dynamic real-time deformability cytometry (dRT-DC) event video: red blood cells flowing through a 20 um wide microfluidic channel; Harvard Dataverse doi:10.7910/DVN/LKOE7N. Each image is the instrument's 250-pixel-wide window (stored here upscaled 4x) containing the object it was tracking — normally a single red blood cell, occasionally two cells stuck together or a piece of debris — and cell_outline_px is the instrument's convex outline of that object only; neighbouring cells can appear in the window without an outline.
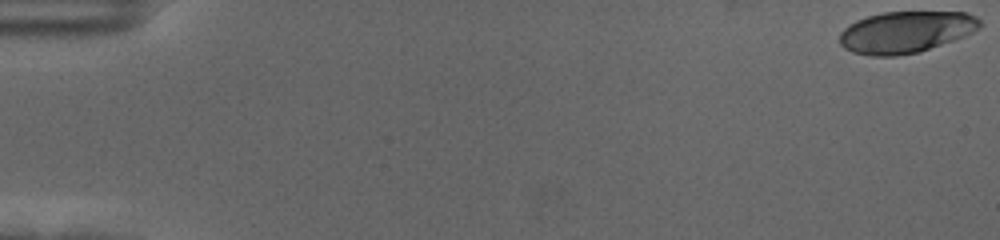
{"species": "human", "species_latin": "Homo sapiens", "temperature_condition": "cold", "stored_images_in_passage": 58, "camera_frame_rate_fps": 3000, "um_per_image_px": 0.085, "donor": {"sex": "female"}, "frame": {"image": 1, "passage_image": 1, "time_ms": 0.0, "image_size_px": [1000, 240], "cell_outline_px": [[980, 28], [964, 36], [920, 52], [896, 56], [872, 56], [852, 52], [844, 48], [840, 44], [840, 32], [848, 24], [856, 20], [868, 16], [884, 12], [968, 12], [976, 16], [980, 20]], "centroid_in_image_um": [76.98, 2.72], "position_along_channel_um": 8.0, "area_um2": 34.1}}
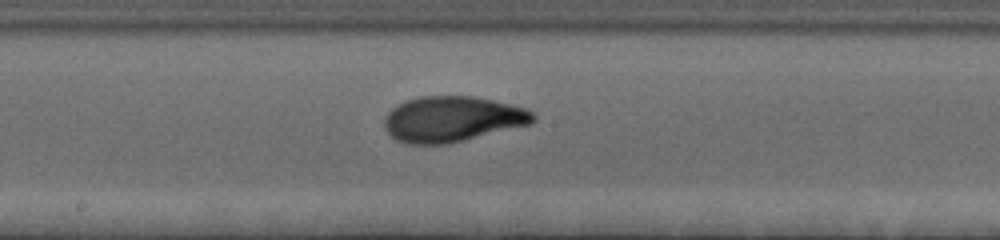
{"frame": {"image": 2, "passage_image": 32, "time_ms": 10.333, "image_size_px": [1000, 240], "cell_outline_px": [[536, 120], [532, 124], [448, 144], [408, 144], [396, 140], [384, 128], [384, 116], [396, 104], [404, 100], [420, 96], [472, 96], [492, 100], [528, 108], [536, 116]], "centroid_in_image_um": [38.44, 10.12], "position_along_channel_um": 209.8, "area_um2": 39.88}}
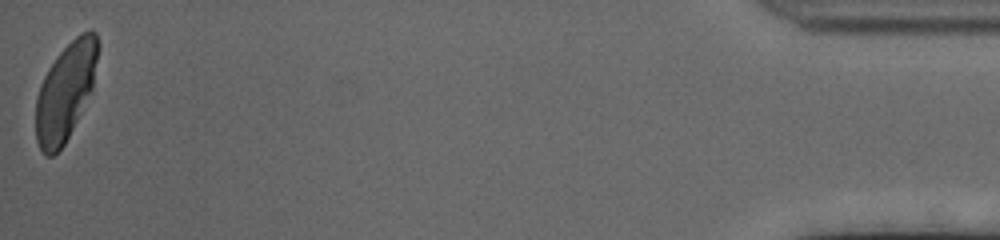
{"frame": {"image": 3, "passage_image": 58, "time_ms": 19.0, "image_size_px": [1000, 240], "cell_outline_px": [[100, 48], [92, 92], [64, 144], [52, 156], [44, 156], [36, 140], [36, 96], [40, 84], [48, 68], [56, 56], [80, 32], [92, 28], [96, 32], [100, 44]], "centroid_in_image_um": [5.6, 7.73], "position_along_channel_um": 429.6, "area_um2": 35.72}, "authors_computed_cell_mechanics": {"area_um2": 37.1076, "velocity_mm_per_s": 3.5411, "shape_relaxation_time_tau1_ms": 4.1581, "shape_relaxation_time_tau2_ms": 1.0009, "deformation_change_tau1": 0.219, "deformation_change_tau2": 0.0532}}